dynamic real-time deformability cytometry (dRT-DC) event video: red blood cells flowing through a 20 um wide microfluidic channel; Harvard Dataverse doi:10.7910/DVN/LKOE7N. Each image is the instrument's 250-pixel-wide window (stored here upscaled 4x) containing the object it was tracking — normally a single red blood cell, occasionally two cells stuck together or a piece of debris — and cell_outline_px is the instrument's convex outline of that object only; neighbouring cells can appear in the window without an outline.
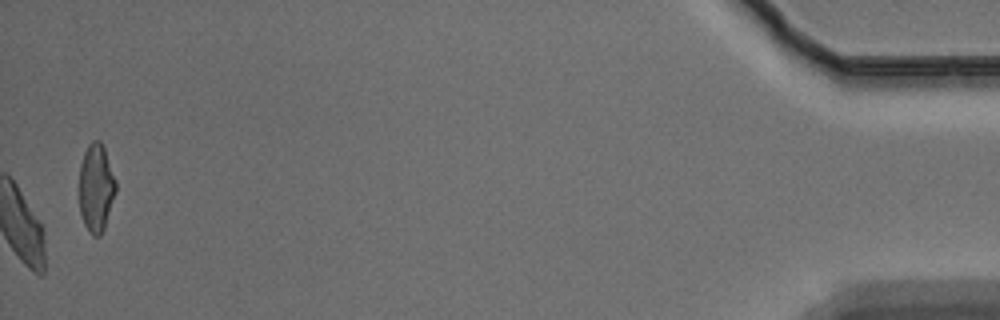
{"species": "Egyptian fruit bat (a non-hibernating species)", "species_latin": "Rousettus aegyptiacus", "temperature_condition": "warm", "stored_images_in_passage": 53, "camera_frame_rate_fps": 3000, "um_per_image_px": 0.085, "animal": {"sex": "male"}, "frame": {"image": 1, "passage_image": 53, "time_ms": 17.333, "image_size_px": [1000, 320], "cell_outline_px": [[116, 192], [104, 228], [100, 236], [92, 236], [84, 224], [80, 212], [80, 164], [84, 152], [88, 144], [92, 140], [100, 140], [104, 148], [116, 180]], "centroid_in_image_um": [8.17, 15.96], "position_along_channel_um": 427.0, "area_um2": 18.73}, "authors_computed_cell_mechanics": {"area_um2": 23.0044, "velocity_mm_per_s": 3.7249, "shape_relaxation_time_tau1_ms": 6.4931, "shape_relaxation_time_tau2_ms": 1.9865, "deformation_change_tau1": 0.1891, "deformation_change_tau2": 0.067}}